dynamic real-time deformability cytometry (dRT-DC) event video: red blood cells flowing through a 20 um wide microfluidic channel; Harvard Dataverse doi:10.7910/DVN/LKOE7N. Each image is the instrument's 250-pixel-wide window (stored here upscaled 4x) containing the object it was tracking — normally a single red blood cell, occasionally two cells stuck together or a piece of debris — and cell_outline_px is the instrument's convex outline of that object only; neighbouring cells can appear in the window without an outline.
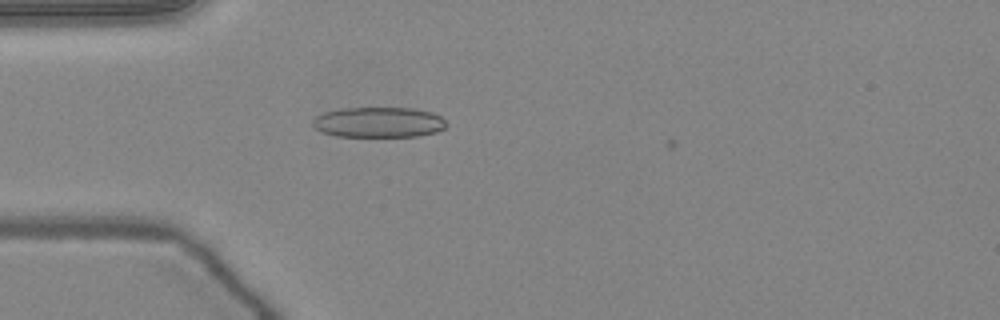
{"species": "common noctule bat (a hibernating species)", "species_latin": "Nyctalus noctula", "temperature_condition": "warm", "stored_images_in_passage": 2, "camera_frame_rate_fps": 3000, "um_per_image_px": 0.085, "animal": {"sex": "female", "body_mass_g": 24.6, "forearm_length_mm": 56.2}, "frame": {"image": 1, "passage_image": 1, "time_ms": 0.0, "image_size_px": [1000, 320], "cell_outline_px": [[448, 124], [444, 128], [436, 132], [416, 136], [336, 136], [324, 132], [316, 128], [312, 124], [312, 120], [316, 116], [324, 112], [340, 108], [412, 108], [432, 112], [440, 116]], "centroid_in_image_um": [32.19, 10.38], "position_along_channel_um": 52.8, "area_um2": 23.58}}